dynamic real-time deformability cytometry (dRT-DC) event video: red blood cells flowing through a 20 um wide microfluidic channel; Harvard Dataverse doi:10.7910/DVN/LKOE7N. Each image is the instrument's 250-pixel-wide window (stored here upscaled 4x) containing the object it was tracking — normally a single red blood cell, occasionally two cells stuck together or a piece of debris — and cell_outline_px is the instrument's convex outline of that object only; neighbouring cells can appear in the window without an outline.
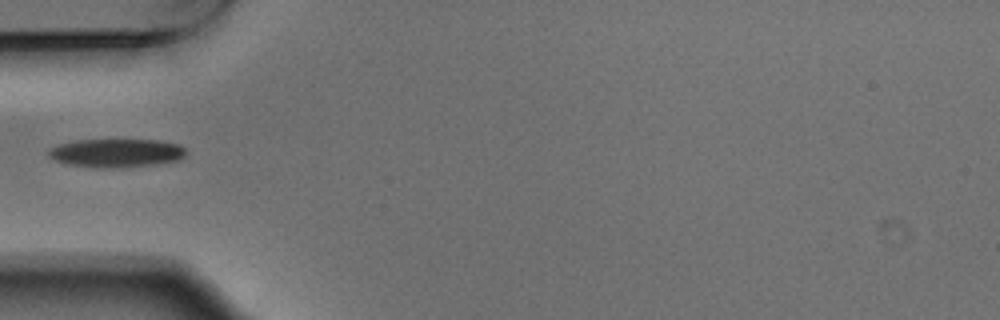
{"species": "Egyptian fruit bat (a non-hibernating species)", "species_latin": "Rousettus aegyptiacus", "temperature_condition": "warm", "stored_images_in_passage": 2, "camera_frame_rate_fps": 3000, "um_per_image_px": 0.085, "animal": {"sex": "male"}, "frame": {"image": 1, "passage_image": 1, "time_ms": 0.0, "image_size_px": [1000, 320], "cell_outline_px": [[184, 156], [180, 160], [156, 164], [124, 168], [96, 168], [68, 164], [52, 160], [48, 156], [48, 152], [52, 148], [60, 144], [76, 140], [160, 140], [180, 144], [184, 148]], "centroid_in_image_um": [9.9, 13.02], "position_along_channel_um": 75.1, "area_um2": 23.0}}
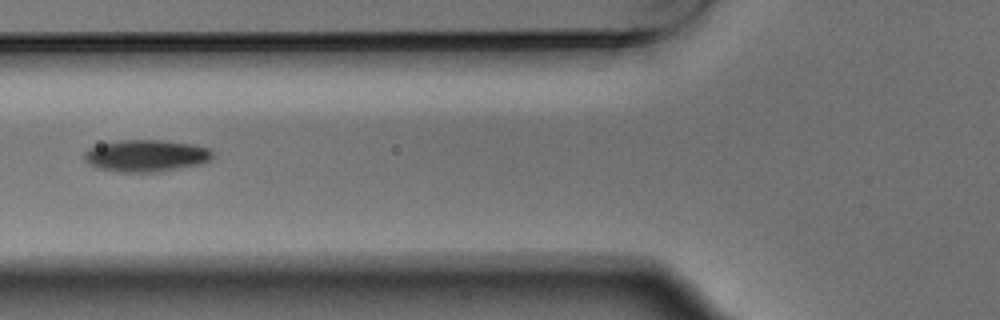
{"frame": {"image": 2, "passage_image": 2, "time_ms": 0.333, "image_size_px": [1000, 320], "cell_outline_px": [[212, 156], [208, 160], [200, 164], [180, 168], [152, 172], [120, 172], [96, 168], [88, 164], [84, 160], [84, 152], [88, 148], [100, 144], [120, 140], [164, 140], [192, 144], [208, 148], [212, 152]], "centroid_in_image_um": [12.36, 13.23], "position_along_channel_um": 113.4, "area_um2": 23.87}}